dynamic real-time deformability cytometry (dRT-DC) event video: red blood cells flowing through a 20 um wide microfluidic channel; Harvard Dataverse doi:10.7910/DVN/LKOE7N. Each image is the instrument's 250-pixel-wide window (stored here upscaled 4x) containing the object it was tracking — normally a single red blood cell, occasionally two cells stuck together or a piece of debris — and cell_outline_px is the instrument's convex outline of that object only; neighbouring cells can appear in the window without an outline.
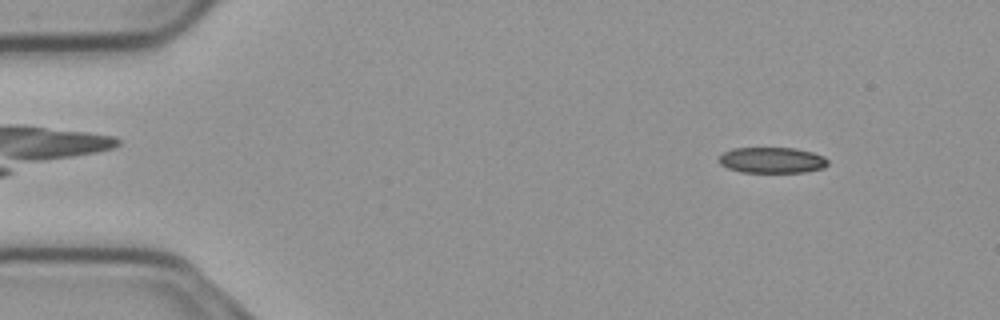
{"species": "common noctule bat (a hibernating species)", "species_latin": "Nyctalus noctula", "temperature_condition": "cold", "stored_images_in_passage": 51, "camera_frame_rate_fps": 3000, "um_per_image_px": 0.085, "animal": {"sex": "male", "body_mass_g": 23.1, "forearm_length_mm": 52.7}, "frame": {"image": 1, "passage_image": 2, "time_ms": 0.333, "image_size_px": [1000, 320], "cell_outline_px": [[828, 164], [824, 168], [804, 172], [740, 172], [728, 168], [720, 164], [716, 160], [724, 152], [732, 148], [796, 148], [812, 152], [824, 156], [828, 160]], "centroid_in_image_um": [65.61, 13.61], "position_along_channel_um": 19.4, "area_um2": 16.53}}
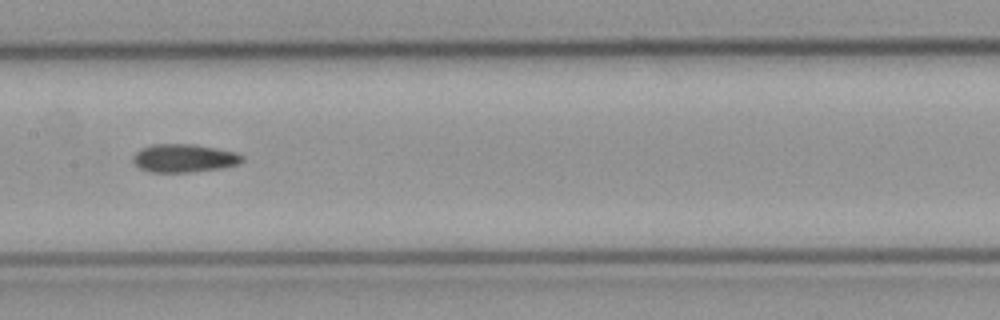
{"frame": {"image": 2, "passage_image": 23, "time_ms": 7.333, "image_size_px": [1000, 320], "cell_outline_px": [[244, 160], [236, 164], [220, 168], [188, 172], [148, 172], [132, 164], [132, 156], [136, 152], [152, 144], [192, 144], [236, 152], [244, 156]], "centroid_in_image_um": [15.6, 13.45], "position_along_channel_um": 191.8, "area_um2": 17.86}}
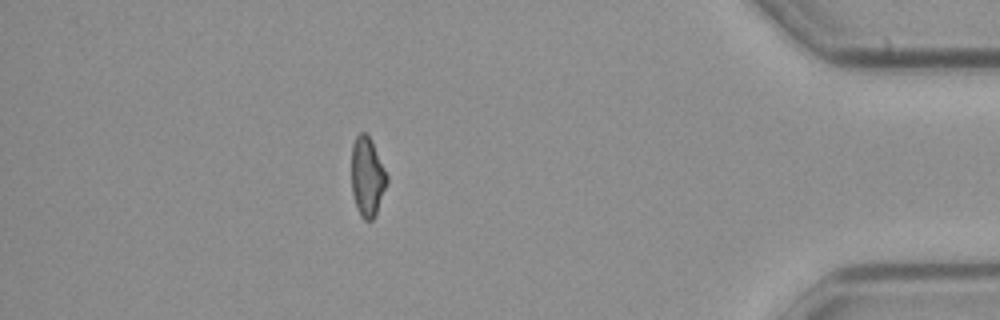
{"frame": {"image": 3, "passage_image": 44, "time_ms": 14.333, "image_size_px": [1000, 320], "cell_outline_px": [[388, 180], [376, 216], [372, 220], [364, 220], [360, 216], [356, 208], [352, 192], [352, 144], [356, 136], [360, 132], [364, 132], [368, 136], [388, 176]], "centroid_in_image_um": [31.21, 15.08], "position_along_channel_um": 404.0, "area_um2": 16.24}, "authors_computed_cell_mechanics": {"area_um2": 17.5134, "velocity_mm_per_s": 3.7314, "shape_relaxation_time_tau1_ms": null, "shape_relaxation_time_tau2_ms": 8.2705, "deformation_change_tau1": null, "deformation_change_tau2": 0.1599}}